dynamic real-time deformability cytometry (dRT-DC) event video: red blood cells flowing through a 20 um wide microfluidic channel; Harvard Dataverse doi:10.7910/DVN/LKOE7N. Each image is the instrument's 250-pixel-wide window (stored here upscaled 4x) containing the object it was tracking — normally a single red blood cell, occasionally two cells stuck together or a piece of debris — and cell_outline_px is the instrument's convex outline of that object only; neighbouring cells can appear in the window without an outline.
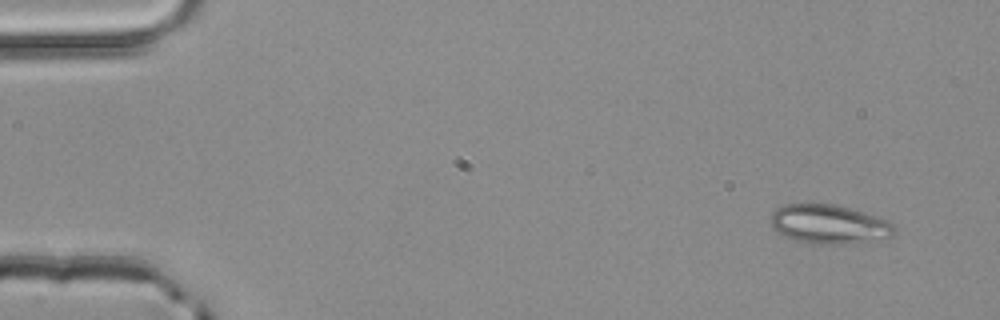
{"species": "common noctule bat (a hibernating species)", "species_latin": "Nyctalus noctula", "temperature_condition": "room temperature", "stored_images_in_passage": 3, "camera_frame_rate_fps": 3000, "um_per_image_px": 0.085, "animal": {"sex": "male", "body_mass_g": 20.4}, "frame": {"image": 1, "passage_image": 1, "time_ms": 0.0, "image_size_px": [1000, 320], "cell_outline_px": [[896, 232], [892, 236], [840, 244], [804, 244], [784, 236], [772, 228], [772, 212], [776, 208], [784, 204], [836, 204], [888, 220], [896, 228]], "centroid_in_image_um": [70.42, 19.06], "position_along_channel_um": 14.6, "area_um2": 27.98}}